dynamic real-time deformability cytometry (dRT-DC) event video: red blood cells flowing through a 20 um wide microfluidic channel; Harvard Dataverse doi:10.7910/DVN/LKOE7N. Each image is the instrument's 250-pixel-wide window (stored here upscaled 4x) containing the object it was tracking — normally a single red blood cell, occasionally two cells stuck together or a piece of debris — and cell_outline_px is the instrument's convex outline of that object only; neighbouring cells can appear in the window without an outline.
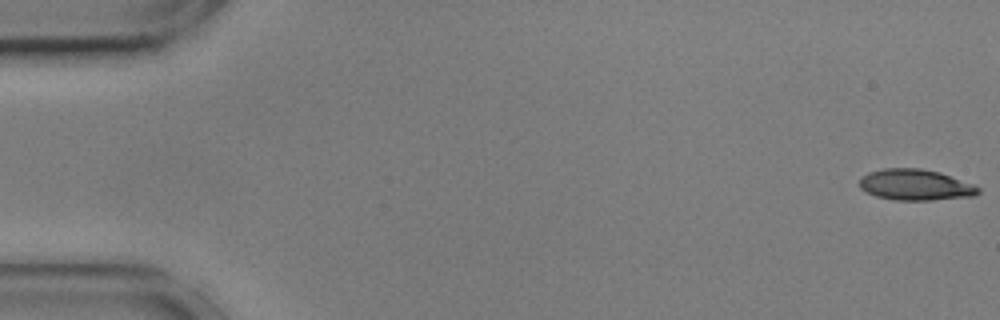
{"species": "common noctule bat (a hibernating species)", "species_latin": "Nyctalus noctula", "temperature_condition": "cold", "stored_images_in_passage": 56, "camera_frame_rate_fps": 3000, "um_per_image_px": 0.085, "animal": {"sex": "male", "body_mass_g": 17.9, "forearm_length_mm": 54.2}, "frame": {"image": 1, "passage_image": 1, "time_ms": 0.0, "image_size_px": [1000, 320], "cell_outline_px": [[980, 192], [976, 196], [932, 200], [896, 200], [876, 196], [864, 192], [860, 188], [860, 176], [868, 172], [884, 168], [920, 168], [940, 172], [976, 184], [980, 188]], "centroid_in_image_um": [77.83, 15.71], "position_along_channel_um": 7.2, "area_um2": 21.85}}
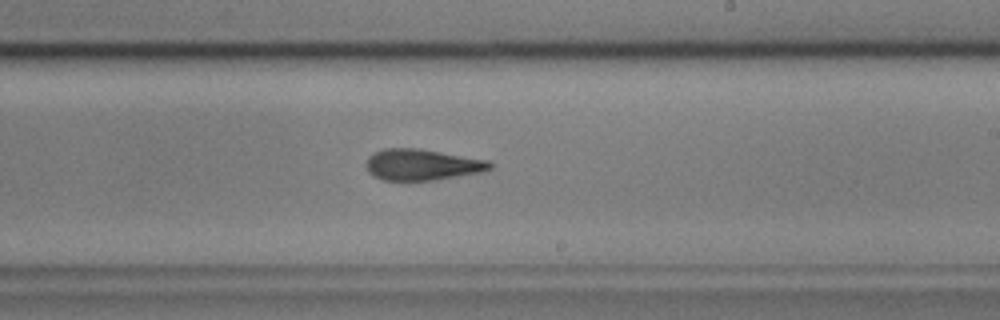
{"frame": {"image": 2, "passage_image": 33, "time_ms": 10.667, "image_size_px": [1000, 320], "cell_outline_px": [[496, 164], [492, 168], [480, 172], [436, 180], [384, 180], [372, 176], [368, 172], [364, 164], [368, 156], [384, 148], [420, 148], [488, 160]], "centroid_in_image_um": [35.86, 13.99], "position_along_channel_um": 253.1, "area_um2": 22.72}}
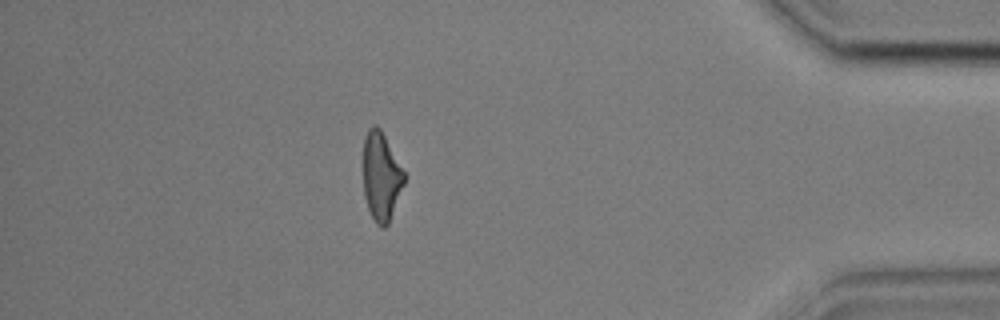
{"frame": {"image": 3, "passage_image": 49, "time_ms": 16.0, "image_size_px": [1000, 320], "cell_outline_px": [[404, 184], [388, 224], [384, 228], [380, 228], [376, 224], [368, 208], [364, 196], [364, 136], [368, 128], [372, 124], [376, 124], [380, 128], [404, 172]], "centroid_in_image_um": [32.39, 15.0], "position_along_channel_um": 402.8, "area_um2": 20.87}, "authors_computed_cell_mechanics": {"area_um2": 22.5131, "velocity_mm_per_s": 3.589, "shape_relaxation_time_tau1_ms": 7.1128, "shape_relaxation_time_tau2_ms": 3.8078, "deformation_change_tau1": 0.1991, "deformation_change_tau2": 0.147}}